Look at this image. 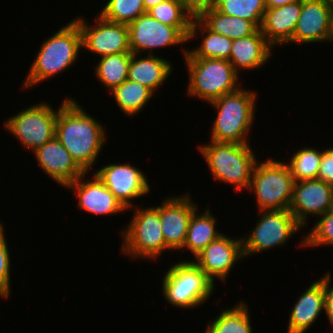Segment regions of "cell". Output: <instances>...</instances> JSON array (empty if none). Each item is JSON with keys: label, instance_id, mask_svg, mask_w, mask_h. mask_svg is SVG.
<instances>
[{"label": "cell", "instance_id": "cell-1", "mask_svg": "<svg viewBox=\"0 0 333 333\" xmlns=\"http://www.w3.org/2000/svg\"><path fill=\"white\" fill-rule=\"evenodd\" d=\"M102 122L89 115L75 98L59 109L55 137L70 153L76 164L86 173L94 170L108 138Z\"/></svg>", "mask_w": 333, "mask_h": 333}, {"label": "cell", "instance_id": "cell-2", "mask_svg": "<svg viewBox=\"0 0 333 333\" xmlns=\"http://www.w3.org/2000/svg\"><path fill=\"white\" fill-rule=\"evenodd\" d=\"M36 53L22 89L26 91L69 70L82 53V37L78 23L72 19L49 36Z\"/></svg>", "mask_w": 333, "mask_h": 333}, {"label": "cell", "instance_id": "cell-3", "mask_svg": "<svg viewBox=\"0 0 333 333\" xmlns=\"http://www.w3.org/2000/svg\"><path fill=\"white\" fill-rule=\"evenodd\" d=\"M257 91L241 86L210 102L217 112L210 127L209 141L217 143H250L248 138L256 120Z\"/></svg>", "mask_w": 333, "mask_h": 333}, {"label": "cell", "instance_id": "cell-4", "mask_svg": "<svg viewBox=\"0 0 333 333\" xmlns=\"http://www.w3.org/2000/svg\"><path fill=\"white\" fill-rule=\"evenodd\" d=\"M198 152L203 156L211 172L212 179L220 183L233 185L236 193L247 191L256 158L251 144L217 143L208 141L198 145Z\"/></svg>", "mask_w": 333, "mask_h": 333}, {"label": "cell", "instance_id": "cell-5", "mask_svg": "<svg viewBox=\"0 0 333 333\" xmlns=\"http://www.w3.org/2000/svg\"><path fill=\"white\" fill-rule=\"evenodd\" d=\"M172 263L162 277L163 298L173 307L183 310L199 308L216 289L207 275L193 262L179 259Z\"/></svg>", "mask_w": 333, "mask_h": 333}, {"label": "cell", "instance_id": "cell-6", "mask_svg": "<svg viewBox=\"0 0 333 333\" xmlns=\"http://www.w3.org/2000/svg\"><path fill=\"white\" fill-rule=\"evenodd\" d=\"M129 224L120 229L122 243L120 253L128 255L133 261H159L165 248L161 230L159 205L141 207L136 203ZM122 231V232H121Z\"/></svg>", "mask_w": 333, "mask_h": 333}, {"label": "cell", "instance_id": "cell-7", "mask_svg": "<svg viewBox=\"0 0 333 333\" xmlns=\"http://www.w3.org/2000/svg\"><path fill=\"white\" fill-rule=\"evenodd\" d=\"M183 60H185L184 66L189 76L186 93L193 99H200L201 102L205 101L209 104L242 86L240 76L228 60L217 58H184Z\"/></svg>", "mask_w": 333, "mask_h": 333}, {"label": "cell", "instance_id": "cell-8", "mask_svg": "<svg viewBox=\"0 0 333 333\" xmlns=\"http://www.w3.org/2000/svg\"><path fill=\"white\" fill-rule=\"evenodd\" d=\"M271 158L257 161L247 190L255 195L259 211L289 209L292 200L295 180L290 168L286 161Z\"/></svg>", "mask_w": 333, "mask_h": 333}, {"label": "cell", "instance_id": "cell-9", "mask_svg": "<svg viewBox=\"0 0 333 333\" xmlns=\"http://www.w3.org/2000/svg\"><path fill=\"white\" fill-rule=\"evenodd\" d=\"M70 98L64 97L57 110L45 101L36 102L7 118L3 126L19 141L20 146L34 152L55 136L58 111Z\"/></svg>", "mask_w": 333, "mask_h": 333}, {"label": "cell", "instance_id": "cell-10", "mask_svg": "<svg viewBox=\"0 0 333 333\" xmlns=\"http://www.w3.org/2000/svg\"><path fill=\"white\" fill-rule=\"evenodd\" d=\"M259 215L252 231L241 235L244 259L273 248L285 247L289 238L303 230L288 209L261 210Z\"/></svg>", "mask_w": 333, "mask_h": 333}, {"label": "cell", "instance_id": "cell-11", "mask_svg": "<svg viewBox=\"0 0 333 333\" xmlns=\"http://www.w3.org/2000/svg\"><path fill=\"white\" fill-rule=\"evenodd\" d=\"M128 28L129 46L132 53L155 55L157 49L168 47L171 49L172 46L177 48L182 45L180 52H183V57L187 54L186 45L190 27H172L163 24L146 12L129 24Z\"/></svg>", "mask_w": 333, "mask_h": 333}, {"label": "cell", "instance_id": "cell-12", "mask_svg": "<svg viewBox=\"0 0 333 333\" xmlns=\"http://www.w3.org/2000/svg\"><path fill=\"white\" fill-rule=\"evenodd\" d=\"M94 174L114 194L121 205L130 213L136 199L151 193L150 182L140 168L130 162L110 163L94 169ZM135 200V201H134ZM133 201V202H132Z\"/></svg>", "mask_w": 333, "mask_h": 333}, {"label": "cell", "instance_id": "cell-13", "mask_svg": "<svg viewBox=\"0 0 333 333\" xmlns=\"http://www.w3.org/2000/svg\"><path fill=\"white\" fill-rule=\"evenodd\" d=\"M94 18L93 25L82 15L74 18L81 31L82 51L99 57L131 52L128 25L107 21L98 12Z\"/></svg>", "mask_w": 333, "mask_h": 333}, {"label": "cell", "instance_id": "cell-14", "mask_svg": "<svg viewBox=\"0 0 333 333\" xmlns=\"http://www.w3.org/2000/svg\"><path fill=\"white\" fill-rule=\"evenodd\" d=\"M243 259L242 237L231 238L223 233L192 261L215 284L217 279L226 283L232 269L234 270L236 264Z\"/></svg>", "mask_w": 333, "mask_h": 333}, {"label": "cell", "instance_id": "cell-15", "mask_svg": "<svg viewBox=\"0 0 333 333\" xmlns=\"http://www.w3.org/2000/svg\"><path fill=\"white\" fill-rule=\"evenodd\" d=\"M333 208V186L320 179L296 181L289 206L298 224L307 229L309 220ZM311 217V218H310ZM310 218V219H309Z\"/></svg>", "mask_w": 333, "mask_h": 333}, {"label": "cell", "instance_id": "cell-16", "mask_svg": "<svg viewBox=\"0 0 333 333\" xmlns=\"http://www.w3.org/2000/svg\"><path fill=\"white\" fill-rule=\"evenodd\" d=\"M159 205L161 230L167 251H180L187 235L192 213L198 208L190 192L167 196ZM195 202V203H194Z\"/></svg>", "mask_w": 333, "mask_h": 333}, {"label": "cell", "instance_id": "cell-17", "mask_svg": "<svg viewBox=\"0 0 333 333\" xmlns=\"http://www.w3.org/2000/svg\"><path fill=\"white\" fill-rule=\"evenodd\" d=\"M65 189L72 191L75 198H77L78 209L89 214L114 216L121 212H127L114 194L94 173H92L91 177L89 173H84L76 180L70 182Z\"/></svg>", "mask_w": 333, "mask_h": 333}, {"label": "cell", "instance_id": "cell-18", "mask_svg": "<svg viewBox=\"0 0 333 333\" xmlns=\"http://www.w3.org/2000/svg\"><path fill=\"white\" fill-rule=\"evenodd\" d=\"M332 19L333 8L324 0H302V9L292 36V45L329 42Z\"/></svg>", "mask_w": 333, "mask_h": 333}, {"label": "cell", "instance_id": "cell-19", "mask_svg": "<svg viewBox=\"0 0 333 333\" xmlns=\"http://www.w3.org/2000/svg\"><path fill=\"white\" fill-rule=\"evenodd\" d=\"M32 154L45 175L63 188L85 173L55 136Z\"/></svg>", "mask_w": 333, "mask_h": 333}, {"label": "cell", "instance_id": "cell-20", "mask_svg": "<svg viewBox=\"0 0 333 333\" xmlns=\"http://www.w3.org/2000/svg\"><path fill=\"white\" fill-rule=\"evenodd\" d=\"M315 280L308 284L294 306H291L287 333H306L325 312L324 275Z\"/></svg>", "mask_w": 333, "mask_h": 333}, {"label": "cell", "instance_id": "cell-21", "mask_svg": "<svg viewBox=\"0 0 333 333\" xmlns=\"http://www.w3.org/2000/svg\"><path fill=\"white\" fill-rule=\"evenodd\" d=\"M302 9V0L282 7L267 8L259 28L267 42L275 47L292 44L298 18Z\"/></svg>", "mask_w": 333, "mask_h": 333}, {"label": "cell", "instance_id": "cell-22", "mask_svg": "<svg viewBox=\"0 0 333 333\" xmlns=\"http://www.w3.org/2000/svg\"><path fill=\"white\" fill-rule=\"evenodd\" d=\"M273 51L274 48L258 29L254 34L233 40L229 62L241 77V71L257 70L268 64Z\"/></svg>", "mask_w": 333, "mask_h": 333}, {"label": "cell", "instance_id": "cell-23", "mask_svg": "<svg viewBox=\"0 0 333 333\" xmlns=\"http://www.w3.org/2000/svg\"><path fill=\"white\" fill-rule=\"evenodd\" d=\"M144 55V56H143ZM169 58L150 54L132 53L128 67V80L140 83L154 93L157 92L173 73Z\"/></svg>", "mask_w": 333, "mask_h": 333}, {"label": "cell", "instance_id": "cell-24", "mask_svg": "<svg viewBox=\"0 0 333 333\" xmlns=\"http://www.w3.org/2000/svg\"><path fill=\"white\" fill-rule=\"evenodd\" d=\"M202 37L201 42L194 48L188 47L184 58H217L228 60L230 58L233 40L211 31L198 17L193 18L188 42Z\"/></svg>", "mask_w": 333, "mask_h": 333}, {"label": "cell", "instance_id": "cell-25", "mask_svg": "<svg viewBox=\"0 0 333 333\" xmlns=\"http://www.w3.org/2000/svg\"><path fill=\"white\" fill-rule=\"evenodd\" d=\"M198 208L192 213L185 243L180 250H189L192 255V261L204 248H206L212 241L217 239L223 234L222 230L217 229V217L213 215L209 207L204 211L199 212ZM220 230V231H219Z\"/></svg>", "mask_w": 333, "mask_h": 333}, {"label": "cell", "instance_id": "cell-26", "mask_svg": "<svg viewBox=\"0 0 333 333\" xmlns=\"http://www.w3.org/2000/svg\"><path fill=\"white\" fill-rule=\"evenodd\" d=\"M247 302L238 300L233 307L223 308L206 324L205 333H253Z\"/></svg>", "mask_w": 333, "mask_h": 333}, {"label": "cell", "instance_id": "cell-27", "mask_svg": "<svg viewBox=\"0 0 333 333\" xmlns=\"http://www.w3.org/2000/svg\"><path fill=\"white\" fill-rule=\"evenodd\" d=\"M109 94L113 97L114 103L125 116L134 117L140 115L144 107L155 96L151 89L135 81L126 80Z\"/></svg>", "mask_w": 333, "mask_h": 333}, {"label": "cell", "instance_id": "cell-28", "mask_svg": "<svg viewBox=\"0 0 333 333\" xmlns=\"http://www.w3.org/2000/svg\"><path fill=\"white\" fill-rule=\"evenodd\" d=\"M198 18L211 31L228 37L231 40L249 36L258 30L251 21L225 15L215 7L204 11Z\"/></svg>", "mask_w": 333, "mask_h": 333}, {"label": "cell", "instance_id": "cell-29", "mask_svg": "<svg viewBox=\"0 0 333 333\" xmlns=\"http://www.w3.org/2000/svg\"><path fill=\"white\" fill-rule=\"evenodd\" d=\"M131 55L132 52H124L98 58L93 73L108 93L127 80Z\"/></svg>", "mask_w": 333, "mask_h": 333}, {"label": "cell", "instance_id": "cell-30", "mask_svg": "<svg viewBox=\"0 0 333 333\" xmlns=\"http://www.w3.org/2000/svg\"><path fill=\"white\" fill-rule=\"evenodd\" d=\"M322 150L315 147H303L295 150L287 160L295 182L317 179L321 164Z\"/></svg>", "mask_w": 333, "mask_h": 333}, {"label": "cell", "instance_id": "cell-31", "mask_svg": "<svg viewBox=\"0 0 333 333\" xmlns=\"http://www.w3.org/2000/svg\"><path fill=\"white\" fill-rule=\"evenodd\" d=\"M215 8L225 15L251 21L258 29L267 10L265 0H216Z\"/></svg>", "mask_w": 333, "mask_h": 333}, {"label": "cell", "instance_id": "cell-32", "mask_svg": "<svg viewBox=\"0 0 333 333\" xmlns=\"http://www.w3.org/2000/svg\"><path fill=\"white\" fill-rule=\"evenodd\" d=\"M100 14L105 20L129 25L146 13L143 0H107Z\"/></svg>", "mask_w": 333, "mask_h": 333}, {"label": "cell", "instance_id": "cell-33", "mask_svg": "<svg viewBox=\"0 0 333 333\" xmlns=\"http://www.w3.org/2000/svg\"><path fill=\"white\" fill-rule=\"evenodd\" d=\"M148 14L163 24L172 27H191L193 16L179 0H168L159 3L148 11Z\"/></svg>", "mask_w": 333, "mask_h": 333}, {"label": "cell", "instance_id": "cell-34", "mask_svg": "<svg viewBox=\"0 0 333 333\" xmlns=\"http://www.w3.org/2000/svg\"><path fill=\"white\" fill-rule=\"evenodd\" d=\"M300 248L333 247V208L316 219L302 240L298 241Z\"/></svg>", "mask_w": 333, "mask_h": 333}, {"label": "cell", "instance_id": "cell-35", "mask_svg": "<svg viewBox=\"0 0 333 333\" xmlns=\"http://www.w3.org/2000/svg\"><path fill=\"white\" fill-rule=\"evenodd\" d=\"M4 223L0 220V299L7 300L11 296V259L8 241L6 240Z\"/></svg>", "mask_w": 333, "mask_h": 333}, {"label": "cell", "instance_id": "cell-36", "mask_svg": "<svg viewBox=\"0 0 333 333\" xmlns=\"http://www.w3.org/2000/svg\"><path fill=\"white\" fill-rule=\"evenodd\" d=\"M317 179L333 186V146L322 151L321 164Z\"/></svg>", "mask_w": 333, "mask_h": 333}, {"label": "cell", "instance_id": "cell-37", "mask_svg": "<svg viewBox=\"0 0 333 333\" xmlns=\"http://www.w3.org/2000/svg\"><path fill=\"white\" fill-rule=\"evenodd\" d=\"M331 271L324 273L325 315L333 329V284Z\"/></svg>", "mask_w": 333, "mask_h": 333}, {"label": "cell", "instance_id": "cell-38", "mask_svg": "<svg viewBox=\"0 0 333 333\" xmlns=\"http://www.w3.org/2000/svg\"><path fill=\"white\" fill-rule=\"evenodd\" d=\"M184 8L193 16L199 17L204 11L214 8L216 0H179Z\"/></svg>", "mask_w": 333, "mask_h": 333}, {"label": "cell", "instance_id": "cell-39", "mask_svg": "<svg viewBox=\"0 0 333 333\" xmlns=\"http://www.w3.org/2000/svg\"><path fill=\"white\" fill-rule=\"evenodd\" d=\"M297 1L299 0H265V5L266 8H277Z\"/></svg>", "mask_w": 333, "mask_h": 333}, {"label": "cell", "instance_id": "cell-40", "mask_svg": "<svg viewBox=\"0 0 333 333\" xmlns=\"http://www.w3.org/2000/svg\"><path fill=\"white\" fill-rule=\"evenodd\" d=\"M164 1L168 0H143L144 9L146 12H148L150 9H152L153 7L157 6L159 3H162Z\"/></svg>", "mask_w": 333, "mask_h": 333}, {"label": "cell", "instance_id": "cell-41", "mask_svg": "<svg viewBox=\"0 0 333 333\" xmlns=\"http://www.w3.org/2000/svg\"><path fill=\"white\" fill-rule=\"evenodd\" d=\"M329 43H333V19H332V27H331V35H330Z\"/></svg>", "mask_w": 333, "mask_h": 333}, {"label": "cell", "instance_id": "cell-42", "mask_svg": "<svg viewBox=\"0 0 333 333\" xmlns=\"http://www.w3.org/2000/svg\"><path fill=\"white\" fill-rule=\"evenodd\" d=\"M330 7L333 8V0H324Z\"/></svg>", "mask_w": 333, "mask_h": 333}]
</instances>
